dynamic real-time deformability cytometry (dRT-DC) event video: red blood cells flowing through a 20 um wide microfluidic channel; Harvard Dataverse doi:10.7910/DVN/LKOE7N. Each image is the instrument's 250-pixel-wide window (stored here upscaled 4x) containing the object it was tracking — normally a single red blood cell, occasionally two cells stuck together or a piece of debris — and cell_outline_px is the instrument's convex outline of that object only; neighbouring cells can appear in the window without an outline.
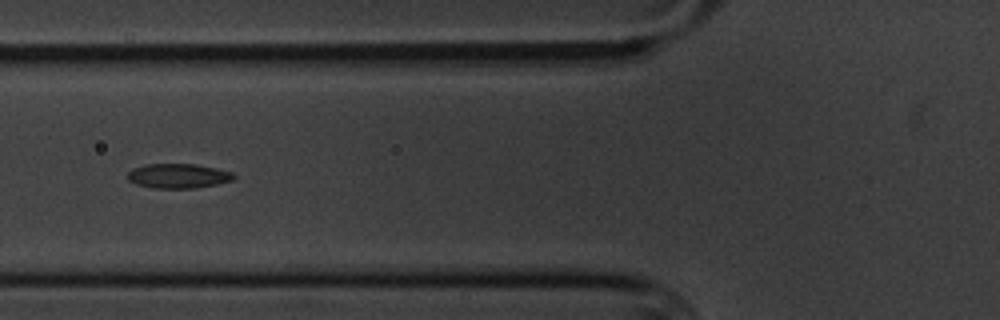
{"species": "common noctule bat (a hibernating species)", "species_latin": "Nyctalus noctula", "temperature_condition": "cold", "stored_images_in_passage": 10, "camera_frame_rate_fps": 3000, "um_per_image_px": 0.085, "animal": {"sex": "male", "body_mass_g": 20.1, "forearm_length_mm": 53.5}, "frame": {"image": 1, "passage_image": 6, "time_ms": 6.0, "image_size_px": [1000, 320], "cell_outline_px": [[236, 176], [232, 180], [216, 184], [196, 188], [156, 188], [136, 184], [128, 180], [128, 172], [132, 168], [144, 164], [196, 164], [216, 168], [232, 172]], "centroid_in_image_um": [15.14, 14.94], "position_along_channel_um": 110.7, "area_um2": 15.2}}
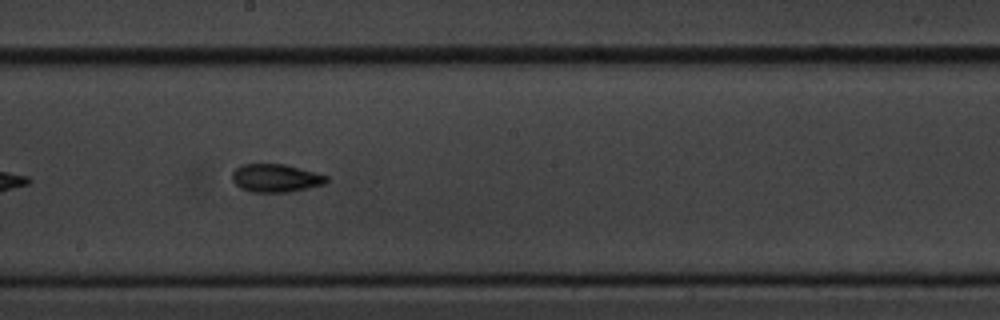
{"frame": {"image": 2, "passage_image": 9, "time_ms": 9.333, "image_size_px": [1000, 320], "cell_outline_px": [[328, 180], [324, 184], [308, 188], [288, 192], [252, 192], [240, 188], [232, 180], [232, 172], [240, 164], [284, 164], [316, 172], [328, 176]], "centroid_in_image_um": [23.43, 15.13], "position_along_channel_um": 224.8, "area_um2": 15.49}}
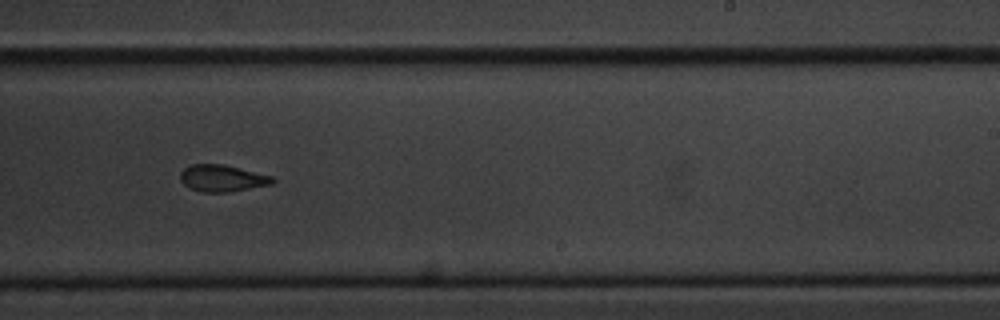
{"frame": {"image": 3, "passage_image": 10, "time_ms": 10.667, "image_size_px": [1000, 320], "cell_outline_px": [[276, 180], [272, 184], [228, 192], [204, 192], [192, 188], [184, 184], [180, 180], [180, 172], [184, 168], [192, 164], [224, 164], [272, 176]], "centroid_in_image_um": [18.89, 15.14], "position_along_channel_um": 270.1, "area_um2": 14.28}}